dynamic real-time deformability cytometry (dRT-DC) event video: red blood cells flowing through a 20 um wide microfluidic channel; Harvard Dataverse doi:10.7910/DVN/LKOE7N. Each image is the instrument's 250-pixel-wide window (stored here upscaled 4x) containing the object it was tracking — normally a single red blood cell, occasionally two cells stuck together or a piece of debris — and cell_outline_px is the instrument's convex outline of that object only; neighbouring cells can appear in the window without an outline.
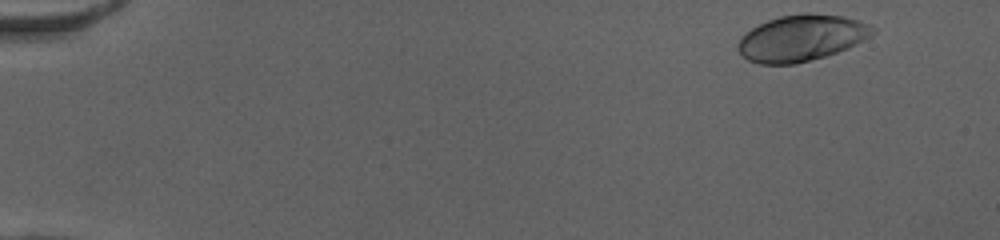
{"species": "human", "species_latin": "Homo sapiens", "temperature_condition": "cold", "stored_images_in_passage": 50, "camera_frame_rate_fps": 3000, "um_per_image_px": 0.085, "donor": {"sex": "female"}, "frame": {"image": 1, "passage_image": 2, "time_ms": 0.333, "image_size_px": [1000, 240], "cell_outline_px": [[876, 32], [872, 36], [856, 44], [836, 52], [824, 56], [796, 64], [760, 64], [748, 60], [736, 48], [736, 44], [752, 28], [768, 20], [780, 16], [808, 12], [844, 16], [868, 24], [876, 28]], "centroid_in_image_um": [68.15, 3.22], "position_along_channel_um": 16.9, "area_um2": 36.13}}
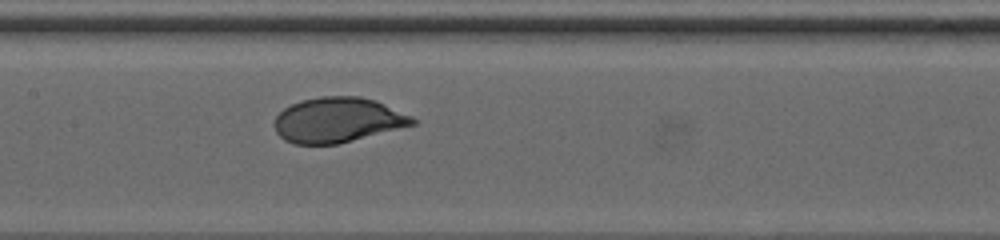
{"frame": {"image": 2, "passage_image": 25, "time_ms": 8.0, "image_size_px": [1000, 240], "cell_outline_px": [[416, 124], [336, 144], [296, 144], [284, 140], [276, 132], [276, 116], [284, 108], [300, 100], [320, 96], [360, 96], [376, 100], [412, 116], [416, 120]], "centroid_in_image_um": [28.71, 10.18], "position_along_channel_um": 178.7, "area_um2": 36.01}}
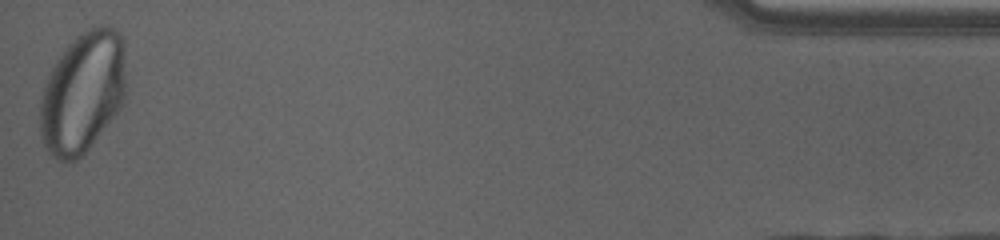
{"frame": {"image": 3, "passage_image": 50, "time_ms": 16.333, "image_size_px": [1000, 240], "cell_outline_px": [[124, 104], [88, 148], [72, 164], [60, 160], [48, 152], [40, 136], [40, 100], [48, 76], [56, 60], [68, 44], [80, 32], [88, 28], [100, 24], [108, 24], [124, 36]], "centroid_in_image_um": [7.04, 7.83], "position_along_channel_um": 428.2, "area_um2": 61.04}, "authors_computed_cell_mechanics": {"area_um2": 36.2695, "velocity_mm_per_s": 3.9336, "shape_relaxation_time_tau1_ms": 3.7565, "shape_relaxation_time_tau2_ms": null, "deformation_change_tau1": 0.1827, "deformation_change_tau2": null}}